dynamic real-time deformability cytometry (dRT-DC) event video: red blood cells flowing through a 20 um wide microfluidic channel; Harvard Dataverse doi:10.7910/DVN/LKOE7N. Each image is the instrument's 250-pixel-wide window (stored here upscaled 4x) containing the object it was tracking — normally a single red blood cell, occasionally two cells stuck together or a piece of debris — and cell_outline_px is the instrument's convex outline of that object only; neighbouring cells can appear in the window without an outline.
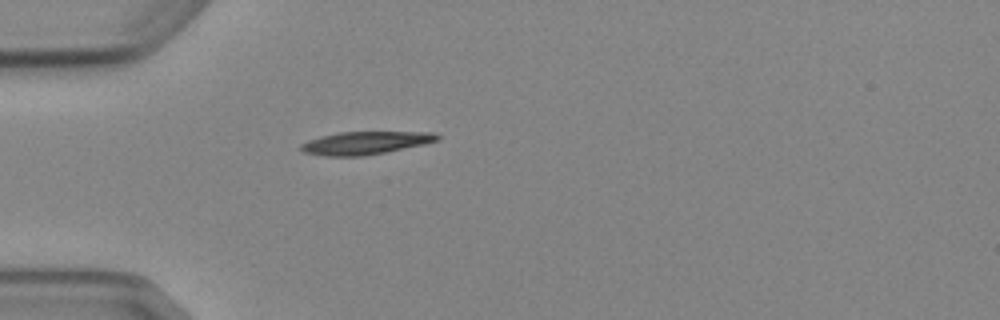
{"species": "Egyptian fruit bat (a non-hibernating species)", "species_latin": "Rousettus aegyptiacus", "temperature_condition": "cold", "stored_images_in_passage": 1, "camera_frame_rate_fps": 3000, "um_per_image_px": 0.085, "animal": {"sex": "female"}, "frame": {"image": 1, "passage_image": 1, "time_ms": 0.0, "image_size_px": [1000, 320], "cell_outline_px": [[440, 140], [424, 144], [364, 156], [324, 156], [304, 152], [300, 148], [300, 144], [308, 140], [320, 136], [340, 132], [436, 132], [440, 136]], "centroid_in_image_um": [31.06, 12.14], "position_along_channel_um": 53.9, "area_um2": 18.15}}